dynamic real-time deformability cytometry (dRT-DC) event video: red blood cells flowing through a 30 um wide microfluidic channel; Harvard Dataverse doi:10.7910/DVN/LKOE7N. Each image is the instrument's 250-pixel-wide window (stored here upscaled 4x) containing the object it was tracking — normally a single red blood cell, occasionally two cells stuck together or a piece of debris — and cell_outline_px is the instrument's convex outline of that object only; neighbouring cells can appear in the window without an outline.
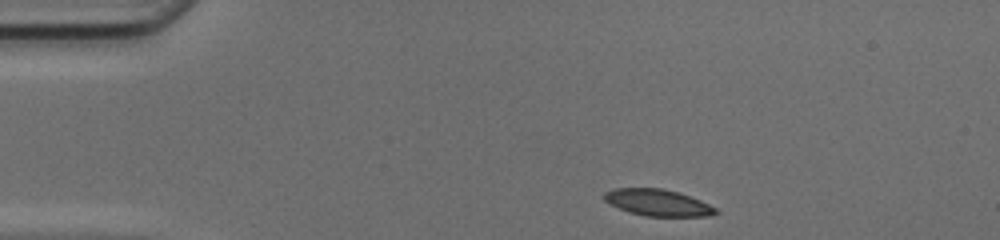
{"species": "common noctule bat (a hibernating species)", "species_latin": "Nyctalus noctula", "temperature_condition": "cold", "stored_images_in_passage": 36, "camera_frame_rate_fps": 3000, "um_per_image_px": 0.085, "animal": {"sex": "female", "body_mass_g": 17.0, "forearm_length_mm": 48.0}, "frame": {"image": 1, "passage_image": 1, "time_ms": 0.0, "image_size_px": [1000, 240], "cell_outline_px": [[720, 212], [712, 216], [644, 216], [628, 212], [604, 200], [604, 192], [616, 188], [660, 188], [676, 192], [700, 200], [716, 208]], "centroid_in_image_um": [55.93, 17.23], "position_along_channel_um": 29.1, "area_um2": 17.11}}
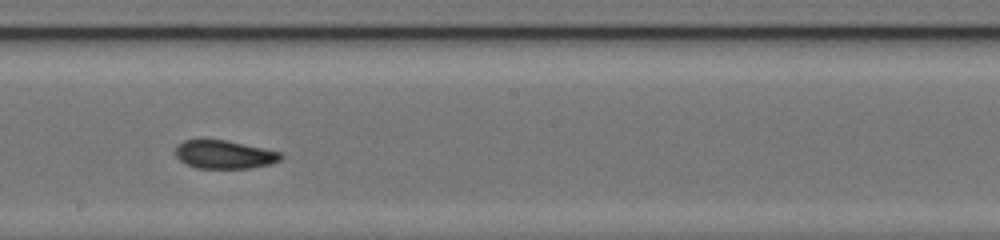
{"frame": {"image": 2, "passage_image": 20, "time_ms": 6.333, "image_size_px": [1000, 240], "cell_outline_px": [[284, 156], [280, 160], [272, 164], [252, 168], [196, 168], [180, 160], [176, 156], [176, 144], [184, 140], [224, 140], [264, 148], [280, 152]], "centroid_in_image_um": [19.09, 13.14], "position_along_channel_um": 229.1, "area_um2": 17.34}}
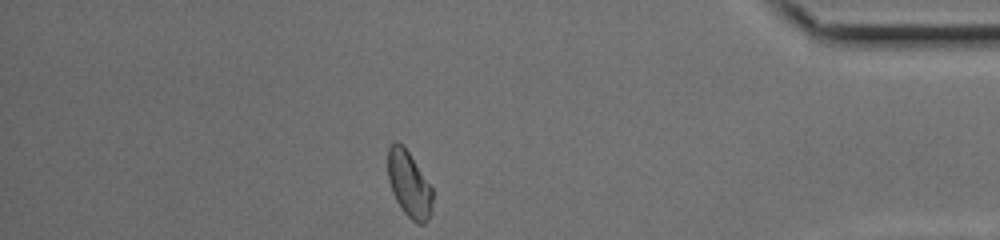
{"frame": {"image": 3, "passage_image": 35, "time_ms": 11.333, "image_size_px": [1000, 240], "cell_outline_px": [[432, 208], [428, 220], [424, 224], [416, 224], [400, 208], [392, 192], [388, 180], [388, 148], [396, 140], [404, 144], [432, 188]], "centroid_in_image_um": [34.76, 15.65], "position_along_channel_um": 400.4, "area_um2": 17.34}, "authors_computed_cell_mechanics": {"area_um2": 17.7735, "velocity_mm_per_s": 4.179, "shape_relaxation_time_tau1_ms": null, "shape_relaxation_time_tau2_ms": 6.9008, "deformation_change_tau1": null, "deformation_change_tau2": 0.1017}}